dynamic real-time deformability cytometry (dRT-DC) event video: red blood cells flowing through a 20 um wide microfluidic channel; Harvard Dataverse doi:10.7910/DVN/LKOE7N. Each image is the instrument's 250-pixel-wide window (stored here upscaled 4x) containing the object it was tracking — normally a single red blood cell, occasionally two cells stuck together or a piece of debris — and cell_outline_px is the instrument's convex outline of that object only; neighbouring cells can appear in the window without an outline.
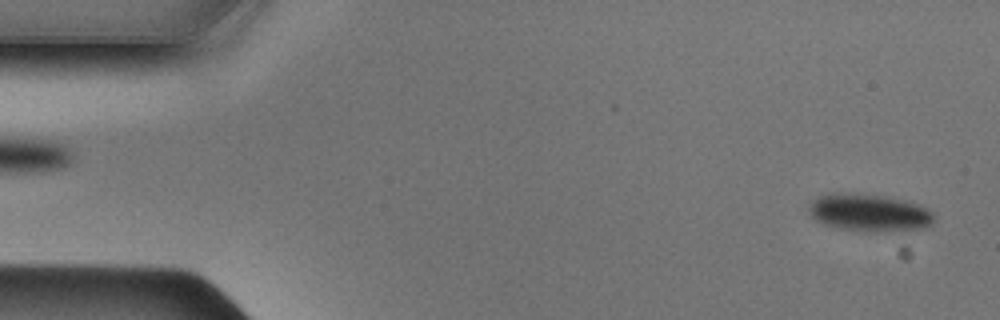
{"species": "Egyptian fruit bat (a non-hibernating species)", "species_latin": "Rousettus aegyptiacus", "temperature_condition": "cold", "stored_images_in_passage": 11, "camera_frame_rate_fps": 3000, "um_per_image_px": 0.085, "animal": {"sex": "male"}, "frame": {"image": 1, "passage_image": 1, "time_ms": 0.0, "image_size_px": [1000, 320], "cell_outline_px": [[932, 224], [928, 228], [904, 232], [860, 232], [836, 228], [824, 224], [816, 220], [808, 212], [808, 208], [812, 200], [820, 196], [832, 192], [852, 192], [884, 196], [904, 200], [920, 204], [932, 212]], "centroid_in_image_um": [73.9, 18.1], "position_along_channel_um": 11.1, "area_um2": 28.21}}
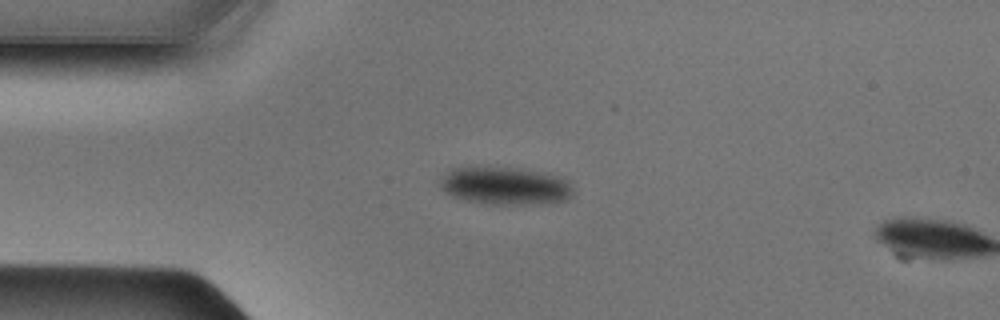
{"frame": {"image": 2, "passage_image": 10, "time_ms": 3.0, "image_size_px": [1000, 320], "cell_outline_px": [[572, 196], [568, 200], [520, 204], [492, 204], [468, 200], [452, 196], [444, 192], [440, 188], [440, 180], [452, 168], [516, 168], [556, 176], [568, 180], [572, 188]], "centroid_in_image_um": [42.92, 15.81], "position_along_channel_um": 42.1, "area_um2": 28.44}}